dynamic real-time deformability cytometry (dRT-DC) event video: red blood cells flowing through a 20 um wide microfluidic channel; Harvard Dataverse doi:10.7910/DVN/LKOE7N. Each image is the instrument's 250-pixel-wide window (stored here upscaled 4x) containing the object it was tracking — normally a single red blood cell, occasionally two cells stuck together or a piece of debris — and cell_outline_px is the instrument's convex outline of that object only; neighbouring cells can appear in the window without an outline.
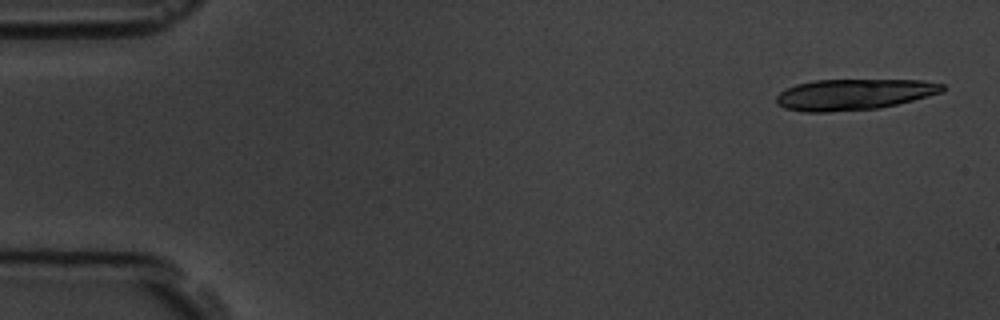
{"species": "common noctule bat (a hibernating species)", "species_latin": "Nyctalus noctula", "temperature_condition": "room temperature", "stored_images_in_passage": 6, "camera_frame_rate_fps": 3000, "um_per_image_px": 0.085, "animal": {"sex": "male", "body_mass_g": 19.5, "forearm_length_mm": 54.6}, "frame": {"image": 1, "passage_image": 1, "time_ms": 0.0, "image_size_px": [1000, 320], "cell_outline_px": [[948, 88], [944, 92], [880, 108], [828, 112], [804, 112], [784, 108], [776, 104], [776, 96], [780, 92], [796, 84], [816, 80], [920, 80], [944, 84]], "centroid_in_image_um": [72.59, 8.03], "position_along_channel_um": 12.4, "area_um2": 30.06}}